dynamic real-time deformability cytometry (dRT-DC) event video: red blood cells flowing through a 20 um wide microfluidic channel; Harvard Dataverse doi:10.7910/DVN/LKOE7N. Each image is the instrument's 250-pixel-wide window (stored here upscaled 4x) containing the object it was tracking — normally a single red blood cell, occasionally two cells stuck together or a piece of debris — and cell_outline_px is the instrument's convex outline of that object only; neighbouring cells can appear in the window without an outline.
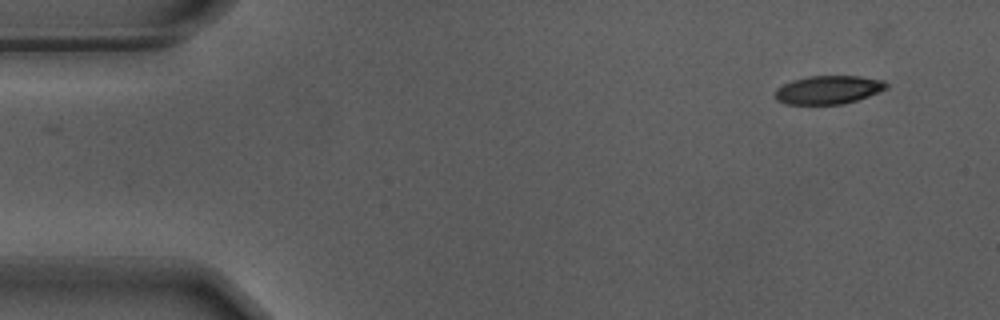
{"species": "Egyptian fruit bat (a non-hibernating species)", "species_latin": "Rousettus aegyptiacus", "temperature_condition": "warm", "stored_images_in_passage": 52, "camera_frame_rate_fps": 3000, "um_per_image_px": 0.085, "animal": {"sex": "male"}, "frame": {"image": 1, "passage_image": 1, "time_ms": 0.0, "image_size_px": [1000, 320], "cell_outline_px": [[888, 88], [868, 96], [856, 100], [840, 104], [784, 104], [776, 100], [776, 88], [792, 80], [808, 76], [860, 76], [884, 80], [888, 84]], "centroid_in_image_um": [70.41, 7.63], "position_along_channel_um": 14.6, "area_um2": 18.38}}
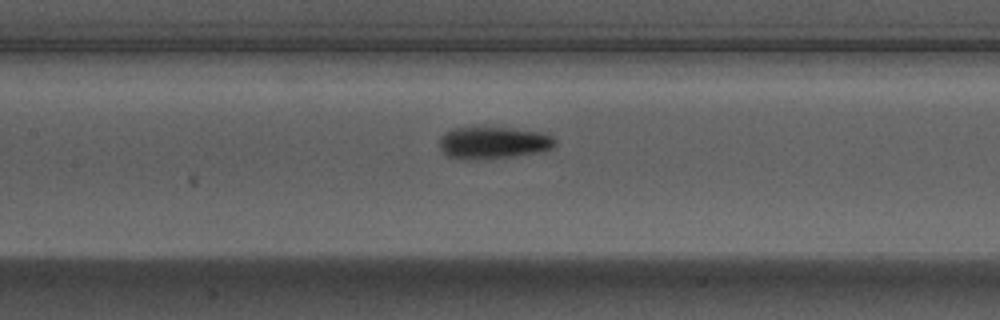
{"frame": {"image": 2, "passage_image": 22, "time_ms": 7.0, "image_size_px": [1000, 320], "cell_outline_px": [[556, 144], [552, 148], [540, 152], [484, 160], [464, 160], [444, 156], [440, 148], [440, 136], [444, 132], [452, 128], [484, 124], [548, 132], [556, 140]], "centroid_in_image_um": [41.9, 12.09], "position_along_channel_um": 165.5, "area_um2": 23.12}}
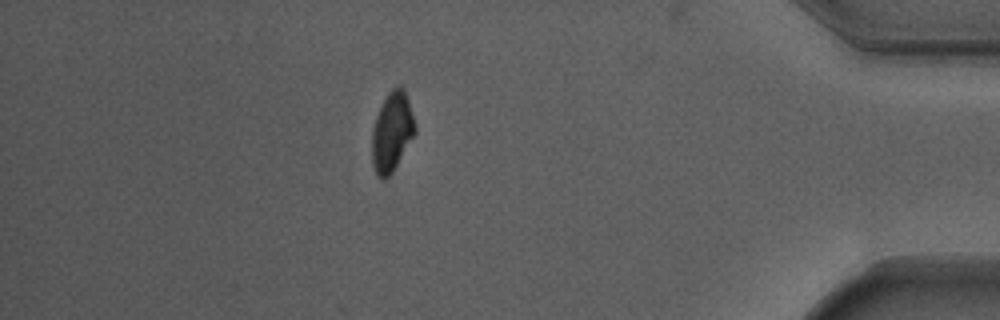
{"frame": {"image": 3, "passage_image": 45, "time_ms": 14.667, "image_size_px": [1000, 320], "cell_outline_px": [[416, 132], [392, 172], [384, 180], [380, 180], [376, 176], [372, 164], [372, 128], [376, 116], [388, 92], [392, 88], [400, 84], [404, 88], [408, 100], [416, 128]], "centroid_in_image_um": [33.3, 11.22], "position_along_channel_um": 401.9, "area_um2": 19.88}, "authors_computed_cell_mechanics": {"area_um2": 20.3745, "velocity_mm_per_s": 3.6989, "shape_relaxation_time_tau1_ms": 2.2304, "shape_relaxation_time_tau2_ms": 3.3144, "deformation_change_tau1": 0.1523, "deformation_change_tau2": 0.0878}}